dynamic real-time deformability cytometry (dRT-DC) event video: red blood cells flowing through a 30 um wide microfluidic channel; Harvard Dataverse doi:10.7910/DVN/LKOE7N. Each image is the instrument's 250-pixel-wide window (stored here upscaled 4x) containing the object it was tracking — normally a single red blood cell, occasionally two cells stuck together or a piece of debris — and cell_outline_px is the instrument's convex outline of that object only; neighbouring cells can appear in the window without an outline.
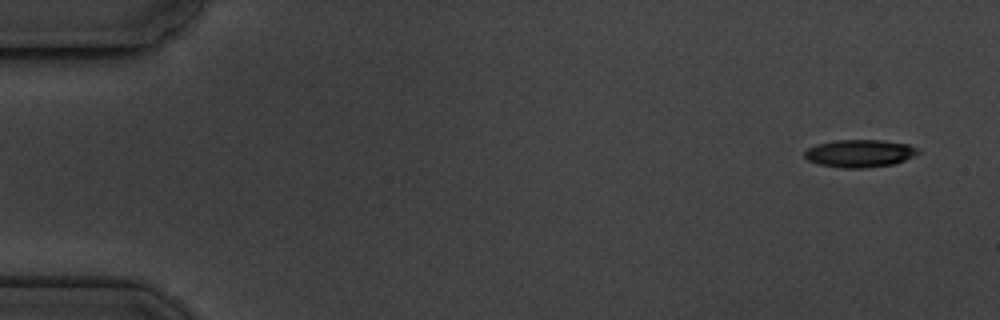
{"species": "common noctule bat (a hibernating species)", "species_latin": "Nyctalus noctula", "temperature_condition": "cold", "stored_images_in_passage": 5, "camera_frame_rate_fps": 3000, "um_per_image_px": 0.085, "animal": {"sex": "male", "body_mass_g": 19.5, "forearm_length_mm": 54.6}, "frame": {"image": 1, "passage_image": 1, "time_ms": 0.0, "image_size_px": [1000, 320], "cell_outline_px": [[920, 152], [916, 156], [896, 164], [864, 168], [840, 168], [820, 164], [808, 160], [804, 156], [804, 152], [808, 148], [816, 144], [836, 140], [884, 140], [908, 144], [916, 148]], "centroid_in_image_um": [73.1, 13.04], "position_along_channel_um": 11.9, "area_um2": 18.44}}
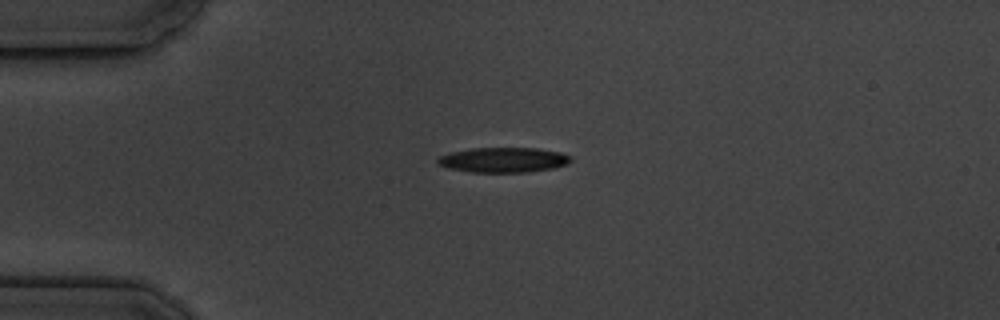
{"frame": {"image": 2, "passage_image": 4, "time_ms": 3.667, "image_size_px": [1000, 320], "cell_outline_px": [[572, 160], [568, 164], [552, 168], [528, 172], [472, 172], [448, 168], [436, 164], [436, 160], [440, 156], [452, 152], [472, 148], [536, 148], [560, 152], [572, 156]], "centroid_in_image_um": [42.8, 13.59], "position_along_channel_um": 42.2, "area_um2": 19.42}}